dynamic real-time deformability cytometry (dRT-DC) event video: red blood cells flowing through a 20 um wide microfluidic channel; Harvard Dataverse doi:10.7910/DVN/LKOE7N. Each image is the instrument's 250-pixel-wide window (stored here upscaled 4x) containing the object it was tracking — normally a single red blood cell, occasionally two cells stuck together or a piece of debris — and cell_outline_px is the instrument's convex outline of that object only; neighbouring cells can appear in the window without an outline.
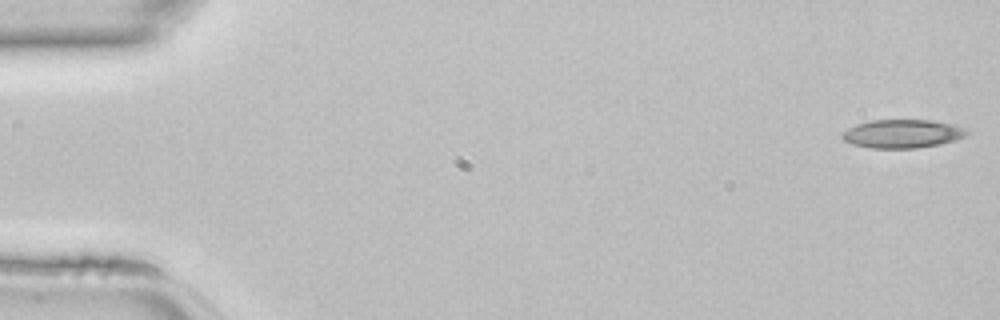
{"species": "common noctule bat (a hibernating species)", "species_latin": "Nyctalus noctula", "temperature_condition": "room temperature", "stored_images_in_passage": 45, "camera_frame_rate_fps": 3000, "um_per_image_px": 0.085, "animal": {"sex": "female", "body_mass_g": 22.7, "forearm_length_mm": 54.2}, "frame": {"image": 1, "passage_image": 1, "time_ms": 0.0, "image_size_px": [1000, 320], "cell_outline_px": [[972, 132], [968, 136], [956, 140], [940, 144], [916, 148], [872, 148], [852, 144], [844, 140], [840, 136], [848, 128], [856, 124], [872, 120], [932, 120], [952, 124], [964, 128]], "centroid_in_image_um": [76.75, 11.37], "position_along_channel_um": 8.2, "area_um2": 20.81}}
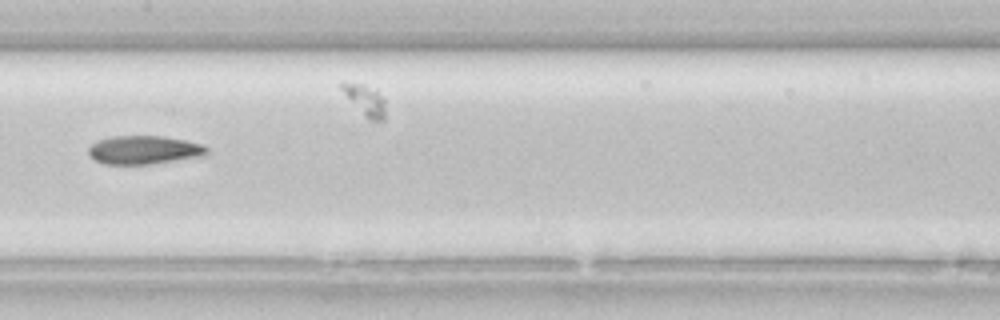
{"frame": {"image": 2, "passage_image": 23, "time_ms": 7.333, "image_size_px": [1000, 320], "cell_outline_px": [[208, 152], [204, 156], [148, 164], [104, 164], [96, 160], [88, 152], [88, 148], [92, 144], [100, 140], [112, 136], [164, 136], [184, 140], [200, 144], [208, 148]], "centroid_in_image_um": [12.25, 12.74], "position_along_channel_um": 195.1, "area_um2": 19.42}}
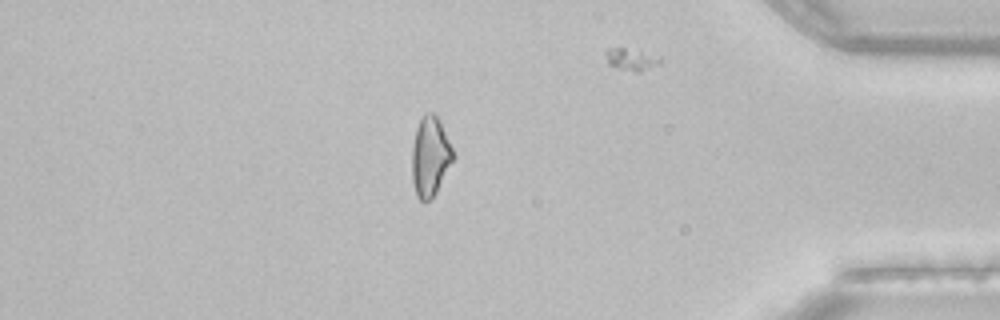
{"frame": {"image": 3, "passage_image": 39, "time_ms": 12.667, "image_size_px": [1000, 320], "cell_outline_px": [[456, 156], [436, 192], [428, 200], [420, 200], [416, 196], [412, 180], [412, 148], [416, 128], [424, 112], [432, 112], [436, 116]], "centroid_in_image_um": [36.55, 13.31], "position_along_channel_um": 398.6, "area_um2": 18.84}}